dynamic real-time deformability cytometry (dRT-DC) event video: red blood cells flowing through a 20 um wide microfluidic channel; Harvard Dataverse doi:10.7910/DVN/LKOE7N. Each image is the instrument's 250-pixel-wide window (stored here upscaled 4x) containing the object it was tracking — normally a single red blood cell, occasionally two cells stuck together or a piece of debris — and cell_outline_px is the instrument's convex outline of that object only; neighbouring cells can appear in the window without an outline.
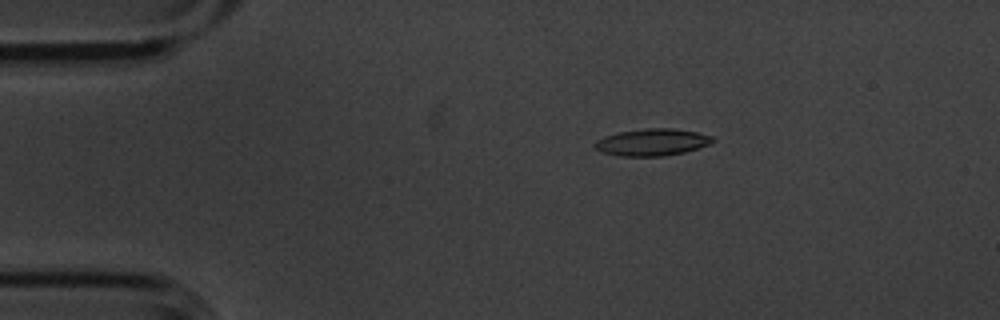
{"species": "common noctule bat (a hibernating species)", "species_latin": "Nyctalus noctula", "temperature_condition": "cold", "stored_images_in_passage": 5, "camera_frame_rate_fps": 3000, "um_per_image_px": 0.085, "animal": {"sex": "male", "body_mass_g": 20.1, "forearm_length_mm": 53.5}, "frame": {"image": 1, "passage_image": 3, "time_ms": 0.667, "image_size_px": [1000, 320], "cell_outline_px": [[716, 140], [708, 144], [684, 152], [664, 156], [620, 156], [604, 152], [596, 148], [592, 144], [596, 140], [604, 136], [620, 132], [648, 128], [672, 128], [696, 132], [712, 136]], "centroid_in_image_um": [55.42, 12.08], "position_along_channel_um": 29.6, "area_um2": 18.32}}
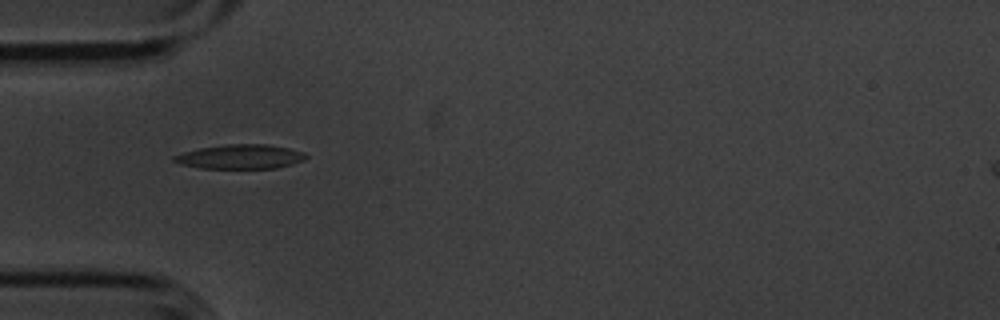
{"frame": {"image": 2, "passage_image": 5, "time_ms": 1.333, "image_size_px": [1000, 320], "cell_outline_px": [[308, 156], [304, 160], [292, 164], [276, 168], [200, 168], [180, 164], [172, 160], [172, 156], [184, 152], [200, 148], [224, 144], [268, 144], [288, 148], [304, 152]], "centroid_in_image_um": [20.43, 13.31], "position_along_channel_um": 64.6, "area_um2": 18.73}}